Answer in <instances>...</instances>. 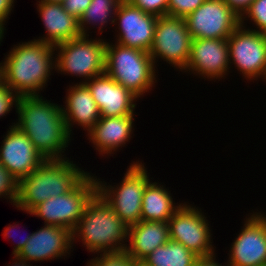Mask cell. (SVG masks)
<instances>
[{
    "instance_id": "1",
    "label": "cell",
    "mask_w": 266,
    "mask_h": 266,
    "mask_svg": "<svg viewBox=\"0 0 266 266\" xmlns=\"http://www.w3.org/2000/svg\"><path fill=\"white\" fill-rule=\"evenodd\" d=\"M43 96H22L18 100L15 125L32 141L45 160H62L70 143L62 106ZM51 102V103H50Z\"/></svg>"
},
{
    "instance_id": "31",
    "label": "cell",
    "mask_w": 266,
    "mask_h": 266,
    "mask_svg": "<svg viewBox=\"0 0 266 266\" xmlns=\"http://www.w3.org/2000/svg\"><path fill=\"white\" fill-rule=\"evenodd\" d=\"M19 96L6 86L2 81L0 82V118L6 116L13 107L17 108Z\"/></svg>"
},
{
    "instance_id": "9",
    "label": "cell",
    "mask_w": 266,
    "mask_h": 266,
    "mask_svg": "<svg viewBox=\"0 0 266 266\" xmlns=\"http://www.w3.org/2000/svg\"><path fill=\"white\" fill-rule=\"evenodd\" d=\"M191 42L185 19L164 15L157 18L149 55L154 64L157 59H163L183 72L190 56Z\"/></svg>"
},
{
    "instance_id": "26",
    "label": "cell",
    "mask_w": 266,
    "mask_h": 266,
    "mask_svg": "<svg viewBox=\"0 0 266 266\" xmlns=\"http://www.w3.org/2000/svg\"><path fill=\"white\" fill-rule=\"evenodd\" d=\"M95 259H91L87 266H139L140 264L126 250L100 252Z\"/></svg>"
},
{
    "instance_id": "6",
    "label": "cell",
    "mask_w": 266,
    "mask_h": 266,
    "mask_svg": "<svg viewBox=\"0 0 266 266\" xmlns=\"http://www.w3.org/2000/svg\"><path fill=\"white\" fill-rule=\"evenodd\" d=\"M106 42L101 38L89 39V36L81 35L54 46L58 53L55 54L54 70L83 78L79 83L104 74Z\"/></svg>"
},
{
    "instance_id": "28",
    "label": "cell",
    "mask_w": 266,
    "mask_h": 266,
    "mask_svg": "<svg viewBox=\"0 0 266 266\" xmlns=\"http://www.w3.org/2000/svg\"><path fill=\"white\" fill-rule=\"evenodd\" d=\"M18 185V180L0 163V198H8L16 206Z\"/></svg>"
},
{
    "instance_id": "17",
    "label": "cell",
    "mask_w": 266,
    "mask_h": 266,
    "mask_svg": "<svg viewBox=\"0 0 266 266\" xmlns=\"http://www.w3.org/2000/svg\"><path fill=\"white\" fill-rule=\"evenodd\" d=\"M85 84L90 89L101 116L112 117L134 114L138 97L115 82L107 74L93 77Z\"/></svg>"
},
{
    "instance_id": "30",
    "label": "cell",
    "mask_w": 266,
    "mask_h": 266,
    "mask_svg": "<svg viewBox=\"0 0 266 266\" xmlns=\"http://www.w3.org/2000/svg\"><path fill=\"white\" fill-rule=\"evenodd\" d=\"M143 12L157 17L167 15L169 0H127Z\"/></svg>"
},
{
    "instance_id": "23",
    "label": "cell",
    "mask_w": 266,
    "mask_h": 266,
    "mask_svg": "<svg viewBox=\"0 0 266 266\" xmlns=\"http://www.w3.org/2000/svg\"><path fill=\"white\" fill-rule=\"evenodd\" d=\"M181 204L176 206L164 185L149 181L143 193L140 221L168 222Z\"/></svg>"
},
{
    "instance_id": "40",
    "label": "cell",
    "mask_w": 266,
    "mask_h": 266,
    "mask_svg": "<svg viewBox=\"0 0 266 266\" xmlns=\"http://www.w3.org/2000/svg\"><path fill=\"white\" fill-rule=\"evenodd\" d=\"M0 82H1V64H0Z\"/></svg>"
},
{
    "instance_id": "14",
    "label": "cell",
    "mask_w": 266,
    "mask_h": 266,
    "mask_svg": "<svg viewBox=\"0 0 266 266\" xmlns=\"http://www.w3.org/2000/svg\"><path fill=\"white\" fill-rule=\"evenodd\" d=\"M157 18L133 6L129 1L122 0L114 17V23L119 24L116 43L149 53Z\"/></svg>"
},
{
    "instance_id": "12",
    "label": "cell",
    "mask_w": 266,
    "mask_h": 266,
    "mask_svg": "<svg viewBox=\"0 0 266 266\" xmlns=\"http://www.w3.org/2000/svg\"><path fill=\"white\" fill-rule=\"evenodd\" d=\"M184 19L192 39H228L240 25V16L225 0H206Z\"/></svg>"
},
{
    "instance_id": "4",
    "label": "cell",
    "mask_w": 266,
    "mask_h": 266,
    "mask_svg": "<svg viewBox=\"0 0 266 266\" xmlns=\"http://www.w3.org/2000/svg\"><path fill=\"white\" fill-rule=\"evenodd\" d=\"M128 229V225L97 193L72 231V243L80 238L84 247L96 254L123 250L127 246Z\"/></svg>"
},
{
    "instance_id": "32",
    "label": "cell",
    "mask_w": 266,
    "mask_h": 266,
    "mask_svg": "<svg viewBox=\"0 0 266 266\" xmlns=\"http://www.w3.org/2000/svg\"><path fill=\"white\" fill-rule=\"evenodd\" d=\"M91 0H63V8L76 19H80L90 5Z\"/></svg>"
},
{
    "instance_id": "2",
    "label": "cell",
    "mask_w": 266,
    "mask_h": 266,
    "mask_svg": "<svg viewBox=\"0 0 266 266\" xmlns=\"http://www.w3.org/2000/svg\"><path fill=\"white\" fill-rule=\"evenodd\" d=\"M54 52L53 45L35 39L15 45L0 63L1 81L19 97L38 96L56 68Z\"/></svg>"
},
{
    "instance_id": "15",
    "label": "cell",
    "mask_w": 266,
    "mask_h": 266,
    "mask_svg": "<svg viewBox=\"0 0 266 266\" xmlns=\"http://www.w3.org/2000/svg\"><path fill=\"white\" fill-rule=\"evenodd\" d=\"M14 124V125H13ZM45 158L15 122L9 127L0 148V163L18 180L35 171Z\"/></svg>"
},
{
    "instance_id": "21",
    "label": "cell",
    "mask_w": 266,
    "mask_h": 266,
    "mask_svg": "<svg viewBox=\"0 0 266 266\" xmlns=\"http://www.w3.org/2000/svg\"><path fill=\"white\" fill-rule=\"evenodd\" d=\"M67 91L62 111L68 134H72L74 123L88 133L101 117L91 91L85 83L71 85Z\"/></svg>"
},
{
    "instance_id": "19",
    "label": "cell",
    "mask_w": 266,
    "mask_h": 266,
    "mask_svg": "<svg viewBox=\"0 0 266 266\" xmlns=\"http://www.w3.org/2000/svg\"><path fill=\"white\" fill-rule=\"evenodd\" d=\"M135 114L127 116H101L87 133L89 141L98 150L99 155L111 156L118 148L130 142ZM121 146V147H120ZM111 154V155H110Z\"/></svg>"
},
{
    "instance_id": "20",
    "label": "cell",
    "mask_w": 266,
    "mask_h": 266,
    "mask_svg": "<svg viewBox=\"0 0 266 266\" xmlns=\"http://www.w3.org/2000/svg\"><path fill=\"white\" fill-rule=\"evenodd\" d=\"M37 5L47 33L46 37L44 35L35 40L56 46L82 35L79 29V20L66 12L61 3L39 0Z\"/></svg>"
},
{
    "instance_id": "33",
    "label": "cell",
    "mask_w": 266,
    "mask_h": 266,
    "mask_svg": "<svg viewBox=\"0 0 266 266\" xmlns=\"http://www.w3.org/2000/svg\"><path fill=\"white\" fill-rule=\"evenodd\" d=\"M16 225H18V224H15V225H9V226H7V227H5L6 229H4V232H3V236L5 237V238H9V237H11L10 235H11V231H14V230H12V229H15V227H17ZM16 230V229H15ZM31 235H32V233H29V235H28V233H27V236H25L23 239H21V240H19L18 241V243L16 244V246H14V248H13V254H18L20 251H21V249H23V247L26 245V243H27V241L31 238ZM13 238H14V236H13ZM15 242V241H14Z\"/></svg>"
},
{
    "instance_id": "24",
    "label": "cell",
    "mask_w": 266,
    "mask_h": 266,
    "mask_svg": "<svg viewBox=\"0 0 266 266\" xmlns=\"http://www.w3.org/2000/svg\"><path fill=\"white\" fill-rule=\"evenodd\" d=\"M199 256L181 243L169 240L156 248L141 263V266H195Z\"/></svg>"
},
{
    "instance_id": "16",
    "label": "cell",
    "mask_w": 266,
    "mask_h": 266,
    "mask_svg": "<svg viewBox=\"0 0 266 266\" xmlns=\"http://www.w3.org/2000/svg\"><path fill=\"white\" fill-rule=\"evenodd\" d=\"M229 66L227 39H192L190 56L183 71L215 80L228 75Z\"/></svg>"
},
{
    "instance_id": "8",
    "label": "cell",
    "mask_w": 266,
    "mask_h": 266,
    "mask_svg": "<svg viewBox=\"0 0 266 266\" xmlns=\"http://www.w3.org/2000/svg\"><path fill=\"white\" fill-rule=\"evenodd\" d=\"M96 177L89 173L73 190L48 198L35 206L29 214L43 219L45 225L67 228L72 232L87 204L97 194Z\"/></svg>"
},
{
    "instance_id": "7",
    "label": "cell",
    "mask_w": 266,
    "mask_h": 266,
    "mask_svg": "<svg viewBox=\"0 0 266 266\" xmlns=\"http://www.w3.org/2000/svg\"><path fill=\"white\" fill-rule=\"evenodd\" d=\"M147 169L139 160L131 163L120 185L97 182V193L111 206L120 219L129 226L140 221L142 199L146 184L150 181Z\"/></svg>"
},
{
    "instance_id": "25",
    "label": "cell",
    "mask_w": 266,
    "mask_h": 266,
    "mask_svg": "<svg viewBox=\"0 0 266 266\" xmlns=\"http://www.w3.org/2000/svg\"><path fill=\"white\" fill-rule=\"evenodd\" d=\"M122 0H91L87 10L79 19V29L82 35L89 36V25L98 26L99 32L102 35L103 27L106 28L107 23H114L115 12ZM106 24V25H105ZM88 26V27H87ZM101 31V32H100Z\"/></svg>"
},
{
    "instance_id": "13",
    "label": "cell",
    "mask_w": 266,
    "mask_h": 266,
    "mask_svg": "<svg viewBox=\"0 0 266 266\" xmlns=\"http://www.w3.org/2000/svg\"><path fill=\"white\" fill-rule=\"evenodd\" d=\"M244 226L230 247L229 266H261L266 263V215L245 218Z\"/></svg>"
},
{
    "instance_id": "18",
    "label": "cell",
    "mask_w": 266,
    "mask_h": 266,
    "mask_svg": "<svg viewBox=\"0 0 266 266\" xmlns=\"http://www.w3.org/2000/svg\"><path fill=\"white\" fill-rule=\"evenodd\" d=\"M72 246V232L69 229L44 225L36 232H32L31 238L18 255L30 262L48 261L70 255Z\"/></svg>"
},
{
    "instance_id": "11",
    "label": "cell",
    "mask_w": 266,
    "mask_h": 266,
    "mask_svg": "<svg viewBox=\"0 0 266 266\" xmlns=\"http://www.w3.org/2000/svg\"><path fill=\"white\" fill-rule=\"evenodd\" d=\"M230 65L246 80H266V34L239 25L227 39Z\"/></svg>"
},
{
    "instance_id": "38",
    "label": "cell",
    "mask_w": 266,
    "mask_h": 266,
    "mask_svg": "<svg viewBox=\"0 0 266 266\" xmlns=\"http://www.w3.org/2000/svg\"><path fill=\"white\" fill-rule=\"evenodd\" d=\"M5 27H4V23L2 21H0V44L2 42V39L4 37V32H5Z\"/></svg>"
},
{
    "instance_id": "34",
    "label": "cell",
    "mask_w": 266,
    "mask_h": 266,
    "mask_svg": "<svg viewBox=\"0 0 266 266\" xmlns=\"http://www.w3.org/2000/svg\"><path fill=\"white\" fill-rule=\"evenodd\" d=\"M253 0H225L229 7L239 16L249 7Z\"/></svg>"
},
{
    "instance_id": "3",
    "label": "cell",
    "mask_w": 266,
    "mask_h": 266,
    "mask_svg": "<svg viewBox=\"0 0 266 266\" xmlns=\"http://www.w3.org/2000/svg\"><path fill=\"white\" fill-rule=\"evenodd\" d=\"M88 174L69 158L45 160L35 171L19 181L16 207L29 213L48 198L73 190Z\"/></svg>"
},
{
    "instance_id": "22",
    "label": "cell",
    "mask_w": 266,
    "mask_h": 266,
    "mask_svg": "<svg viewBox=\"0 0 266 266\" xmlns=\"http://www.w3.org/2000/svg\"><path fill=\"white\" fill-rule=\"evenodd\" d=\"M169 240L168 222L139 221L129 226V245L127 244L126 250L140 264L156 248Z\"/></svg>"
},
{
    "instance_id": "36",
    "label": "cell",
    "mask_w": 266,
    "mask_h": 266,
    "mask_svg": "<svg viewBox=\"0 0 266 266\" xmlns=\"http://www.w3.org/2000/svg\"><path fill=\"white\" fill-rule=\"evenodd\" d=\"M215 257L216 254L209 257H199L197 262L195 263V266H229L226 263L225 265H222V263H218Z\"/></svg>"
},
{
    "instance_id": "29",
    "label": "cell",
    "mask_w": 266,
    "mask_h": 266,
    "mask_svg": "<svg viewBox=\"0 0 266 266\" xmlns=\"http://www.w3.org/2000/svg\"><path fill=\"white\" fill-rule=\"evenodd\" d=\"M206 0H169L167 15L185 18L194 12Z\"/></svg>"
},
{
    "instance_id": "27",
    "label": "cell",
    "mask_w": 266,
    "mask_h": 266,
    "mask_svg": "<svg viewBox=\"0 0 266 266\" xmlns=\"http://www.w3.org/2000/svg\"><path fill=\"white\" fill-rule=\"evenodd\" d=\"M247 18H250L249 20L257 27V29L251 30L266 34V0H253L240 16V25H244V21L248 20Z\"/></svg>"
},
{
    "instance_id": "37",
    "label": "cell",
    "mask_w": 266,
    "mask_h": 266,
    "mask_svg": "<svg viewBox=\"0 0 266 266\" xmlns=\"http://www.w3.org/2000/svg\"><path fill=\"white\" fill-rule=\"evenodd\" d=\"M13 260L15 262H13L11 265L8 266H31L30 262L26 259H24L23 257L19 256L18 254H13Z\"/></svg>"
},
{
    "instance_id": "10",
    "label": "cell",
    "mask_w": 266,
    "mask_h": 266,
    "mask_svg": "<svg viewBox=\"0 0 266 266\" xmlns=\"http://www.w3.org/2000/svg\"><path fill=\"white\" fill-rule=\"evenodd\" d=\"M206 218L196 206L182 203L168 220L170 240L181 243L199 257L214 255L213 234Z\"/></svg>"
},
{
    "instance_id": "35",
    "label": "cell",
    "mask_w": 266,
    "mask_h": 266,
    "mask_svg": "<svg viewBox=\"0 0 266 266\" xmlns=\"http://www.w3.org/2000/svg\"><path fill=\"white\" fill-rule=\"evenodd\" d=\"M14 2V0H0V21L4 24L6 19L9 18L12 8H14Z\"/></svg>"
},
{
    "instance_id": "5",
    "label": "cell",
    "mask_w": 266,
    "mask_h": 266,
    "mask_svg": "<svg viewBox=\"0 0 266 266\" xmlns=\"http://www.w3.org/2000/svg\"><path fill=\"white\" fill-rule=\"evenodd\" d=\"M155 65L148 52L106 42L105 74L138 98L155 85Z\"/></svg>"
},
{
    "instance_id": "39",
    "label": "cell",
    "mask_w": 266,
    "mask_h": 266,
    "mask_svg": "<svg viewBox=\"0 0 266 266\" xmlns=\"http://www.w3.org/2000/svg\"><path fill=\"white\" fill-rule=\"evenodd\" d=\"M40 1L61 3L63 0H40Z\"/></svg>"
}]
</instances>
